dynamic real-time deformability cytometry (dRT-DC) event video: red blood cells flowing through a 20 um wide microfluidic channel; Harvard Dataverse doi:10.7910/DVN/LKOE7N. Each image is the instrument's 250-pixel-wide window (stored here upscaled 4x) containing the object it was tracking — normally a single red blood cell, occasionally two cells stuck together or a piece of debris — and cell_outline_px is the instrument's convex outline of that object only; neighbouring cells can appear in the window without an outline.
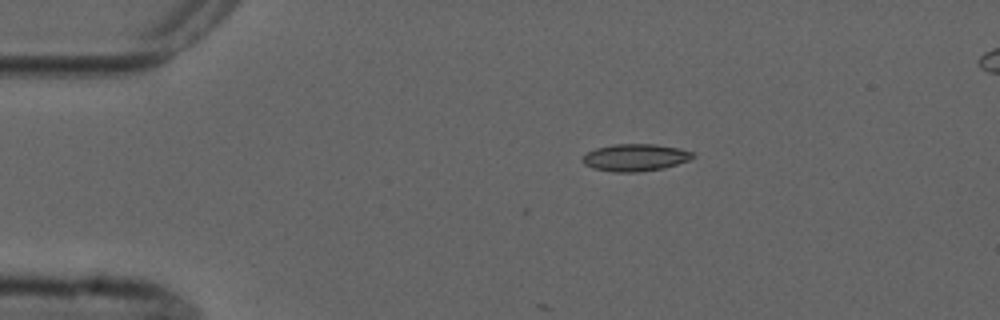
{"species": "common noctule bat (a hibernating species)", "species_latin": "Nyctalus noctula", "temperature_condition": "cold", "stored_images_in_passage": 5, "camera_frame_rate_fps": 3000, "um_per_image_px": 0.085, "animal": {"sex": "male", "forearm_length_mm": 52.5}, "frame": {"image": 1, "passage_image": 1, "time_ms": 0.0, "image_size_px": [1000, 320], "cell_outline_px": [[696, 156], [692, 160], [664, 168], [640, 172], [612, 172], [592, 168], [584, 164], [580, 160], [588, 152], [596, 148], [612, 144], [656, 144], [680, 148], [692, 152]], "centroid_in_image_um": [54.02, 13.39], "position_along_channel_um": 31.0, "area_um2": 17.74}}
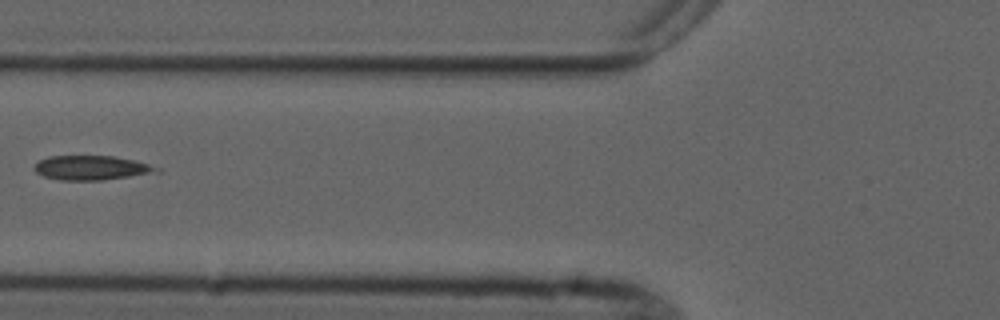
{"frame": {"image": 2, "passage_image": 4, "time_ms": 3.667, "image_size_px": [1000, 320], "cell_outline_px": [[160, 172], [100, 180], [60, 180], [44, 176], [36, 172], [36, 164], [40, 160], [48, 156], [112, 156], [132, 160], [148, 164], [160, 168]], "centroid_in_image_um": [7.78, 14.26], "position_along_channel_um": 118.0, "area_um2": 17.05}}
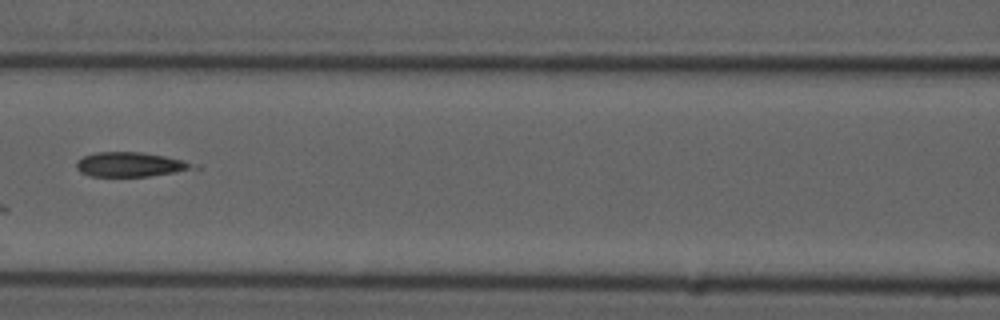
{"frame": {"image": 3, "passage_image": 5, "time_ms": 4.667, "image_size_px": [1000, 320], "cell_outline_px": [[200, 168], [176, 172], [148, 176], [88, 176], [80, 172], [76, 168], [76, 160], [84, 156], [96, 152], [140, 152], [164, 156], [184, 160], [200, 164]], "centroid_in_image_um": [11.12, 13.98], "position_along_channel_um": 155.5, "area_um2": 16.88}}